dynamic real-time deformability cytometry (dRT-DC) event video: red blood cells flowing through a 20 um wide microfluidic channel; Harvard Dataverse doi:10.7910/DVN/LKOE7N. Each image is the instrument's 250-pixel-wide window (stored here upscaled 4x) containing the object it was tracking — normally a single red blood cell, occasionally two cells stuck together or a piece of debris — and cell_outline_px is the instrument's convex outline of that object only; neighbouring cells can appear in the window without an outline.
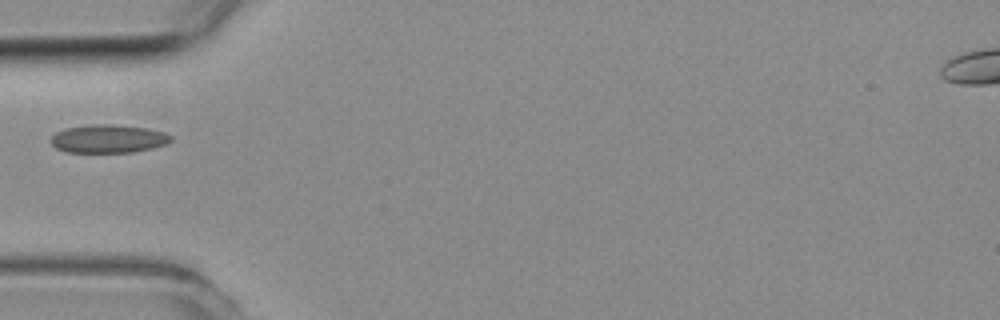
{"species": "common noctule bat (a hibernating species)", "species_latin": "Nyctalus noctula", "temperature_condition": "room temperature", "stored_images_in_passage": 19, "camera_frame_rate_fps": 3000, "um_per_image_px": 0.085, "animal": {"sex": "female", "body_mass_g": 19.3, "forearm_length_mm": 54.1}, "frame": {"image": 1, "passage_image": 1, "time_ms": 0.0, "image_size_px": [1000, 320], "cell_outline_px": [[172, 140], [164, 144], [152, 148], [132, 152], [64, 152], [56, 148], [52, 144], [52, 136], [56, 132], [64, 128], [96, 124], [112, 124], [148, 128], [164, 132], [172, 136]], "centroid_in_image_um": [9.2, 11.79], "position_along_channel_um": 75.8, "area_um2": 19.71}}
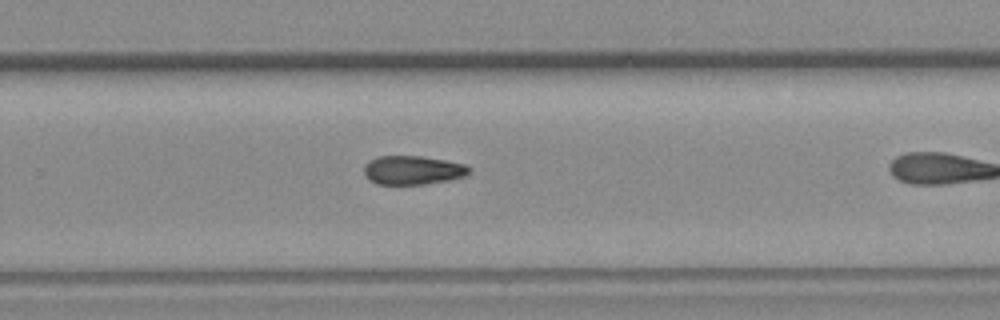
{"frame": {"image": 2, "passage_image": 12, "time_ms": 3.667, "image_size_px": [1000, 320], "cell_outline_px": [[472, 172], [464, 176], [448, 180], [424, 184], [376, 184], [368, 180], [364, 176], [364, 164], [368, 160], [376, 156], [420, 156], [444, 160], [464, 164], [472, 168]], "centroid_in_image_um": [35.04, 14.46], "position_along_channel_um": 294.8, "area_um2": 17.86}}
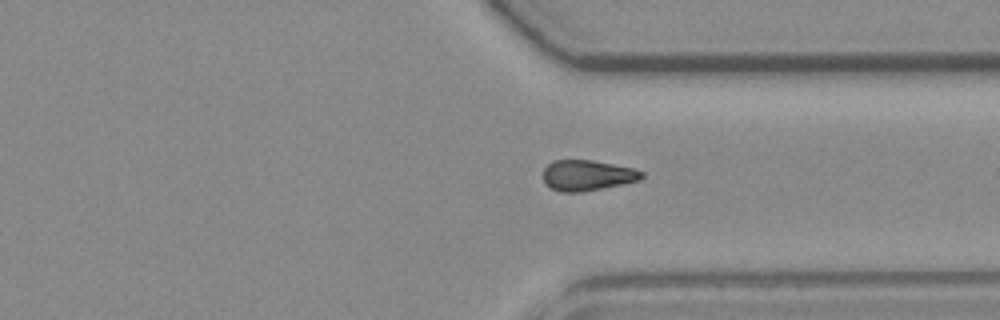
{"frame": {"image": 3, "passage_image": 17, "time_ms": 5.333, "image_size_px": [1000, 320], "cell_outline_px": [[644, 176], [640, 180], [624, 184], [584, 192], [560, 192], [544, 184], [544, 168], [552, 160], [592, 160], [632, 168], [644, 172]], "centroid_in_image_um": [49.92, 14.91], "position_along_channel_um": 361.5, "area_um2": 17.69}}